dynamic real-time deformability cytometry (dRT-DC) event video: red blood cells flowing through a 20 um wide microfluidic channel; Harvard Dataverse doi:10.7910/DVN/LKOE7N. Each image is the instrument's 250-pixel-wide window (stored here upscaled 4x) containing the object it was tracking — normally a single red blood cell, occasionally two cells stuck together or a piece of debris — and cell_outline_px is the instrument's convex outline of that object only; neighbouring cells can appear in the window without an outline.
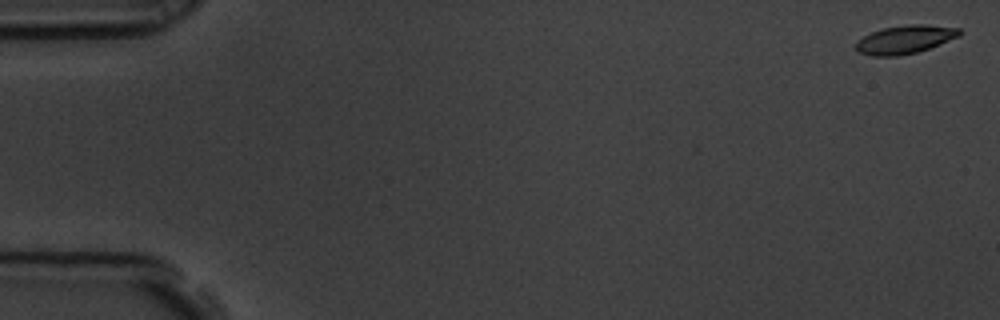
{"species": "common noctule bat (a hibernating species)", "species_latin": "Nyctalus noctula", "temperature_condition": "room temperature", "stored_images_in_passage": 3, "camera_frame_rate_fps": 3000, "um_per_image_px": 0.085, "animal": {"sex": "male", "body_mass_g": 19.5, "forearm_length_mm": 54.6}, "frame": {"image": 1, "passage_image": 1, "time_ms": 0.0, "image_size_px": [1000, 320], "cell_outline_px": [[960, 36], [928, 48], [916, 52], [896, 56], [872, 56], [860, 52], [856, 48], [856, 40], [872, 32], [884, 28], [908, 24], [924, 24], [960, 28]], "centroid_in_image_um": [76.91, 3.35], "position_along_channel_um": 8.1, "area_um2": 16.88}}